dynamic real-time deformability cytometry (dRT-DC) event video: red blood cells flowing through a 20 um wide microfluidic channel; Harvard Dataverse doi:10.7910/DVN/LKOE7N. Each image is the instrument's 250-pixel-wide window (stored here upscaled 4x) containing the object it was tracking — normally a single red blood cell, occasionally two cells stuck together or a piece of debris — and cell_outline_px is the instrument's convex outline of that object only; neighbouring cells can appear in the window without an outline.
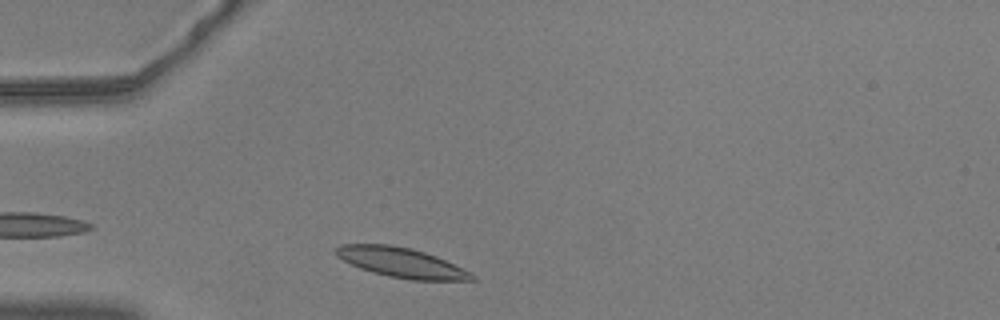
{"species": "common noctule bat (a hibernating species)", "species_latin": "Nyctalus noctula", "temperature_condition": "warm", "stored_images_in_passage": 33, "camera_frame_rate_fps": 3000, "um_per_image_px": 0.085, "animal": {"sex": "male", "body_mass_g": 20.5, "forearm_length_mm": 52.5}, "frame": {"image": 1, "passage_image": 2, "time_ms": 0.333, "image_size_px": [1000, 320], "cell_outline_px": [[476, 280], [412, 280], [388, 276], [372, 272], [360, 268], [336, 256], [336, 248], [340, 244], [388, 244], [412, 248], [436, 256], [476, 276]], "centroid_in_image_um": [34.08, 22.31], "position_along_channel_um": 50.9, "area_um2": 23.24}}
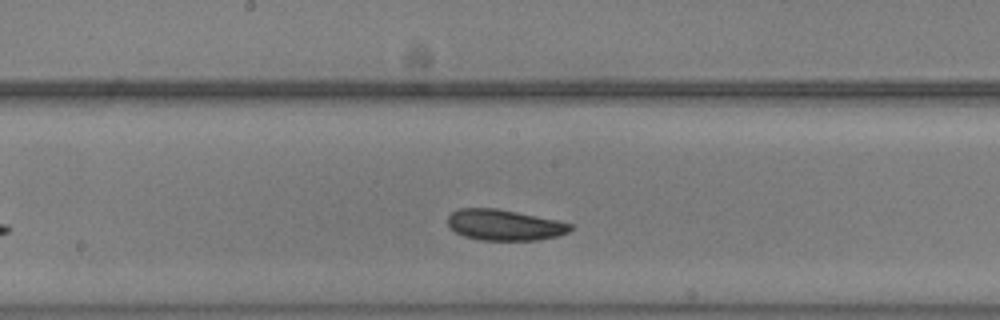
{"frame": {"image": 2, "passage_image": 16, "time_ms": 5.0, "image_size_px": [1000, 320], "cell_outline_px": [[572, 228], [568, 232], [560, 236], [540, 240], [480, 240], [464, 236], [448, 228], [448, 216], [452, 212], [460, 208], [496, 208], [556, 220], [572, 224]], "centroid_in_image_um": [42.86, 19.13], "position_along_channel_um": 205.3, "area_um2": 22.08}}
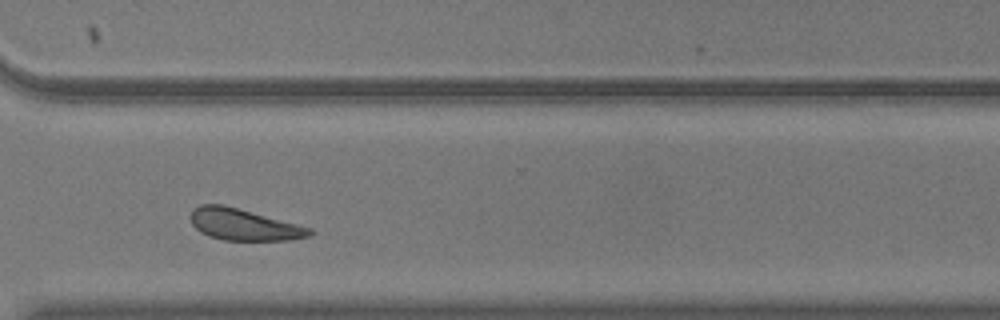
{"frame": {"image": 3, "passage_image": 28, "time_ms": 9.0, "image_size_px": [1000, 320], "cell_outline_px": [[312, 236], [288, 240], [224, 240], [208, 236], [200, 232], [192, 224], [188, 216], [192, 208], [200, 204], [224, 204], [300, 224], [312, 228]], "centroid_in_image_um": [20.7, 19.07], "position_along_channel_um": 349.9, "area_um2": 22.31}, "authors_computed_cell_mechanics": {"area_um2": 22.0796, "velocity_mm_per_s": 3.6259, "shape_relaxation_time_tau1_ms": 2.2667, "shape_relaxation_time_tau2_ms": null, "deformation_change_tau1": 0.0803, "deformation_change_tau2": null}}